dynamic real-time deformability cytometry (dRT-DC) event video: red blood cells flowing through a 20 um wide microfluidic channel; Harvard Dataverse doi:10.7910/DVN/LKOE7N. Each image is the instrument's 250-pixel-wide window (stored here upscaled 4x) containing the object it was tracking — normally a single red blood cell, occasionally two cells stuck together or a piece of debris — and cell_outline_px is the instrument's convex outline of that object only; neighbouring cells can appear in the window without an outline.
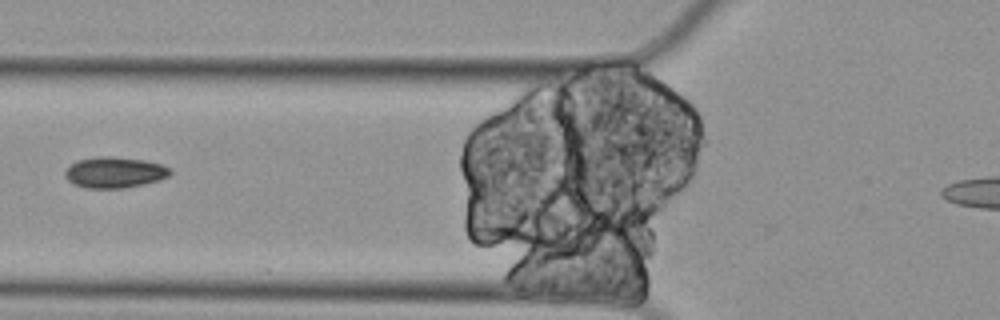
{"species": "Egyptian fruit bat (a non-hibernating species)", "species_latin": "Rousettus aegyptiacus", "temperature_condition": "cold", "stored_images_in_passage": 4, "segment_of_instrument_passage": [1, 2], "camera_frame_rate_fps": 3000, "um_per_image_px": 0.085, "animal": {"sex": "female"}, "frame": {"image": 1, "passage_image": 3, "time_ms": 0.667, "image_size_px": [1000, 320], "cell_outline_px": [[172, 172], [168, 176], [160, 180], [144, 184], [124, 188], [84, 188], [72, 184], [64, 176], [64, 172], [76, 160], [96, 156], [112, 156], [144, 160], [160, 164], [172, 168]], "centroid_in_image_um": [9.73, 14.65], "position_along_channel_um": 116.1, "area_um2": 19.19}}